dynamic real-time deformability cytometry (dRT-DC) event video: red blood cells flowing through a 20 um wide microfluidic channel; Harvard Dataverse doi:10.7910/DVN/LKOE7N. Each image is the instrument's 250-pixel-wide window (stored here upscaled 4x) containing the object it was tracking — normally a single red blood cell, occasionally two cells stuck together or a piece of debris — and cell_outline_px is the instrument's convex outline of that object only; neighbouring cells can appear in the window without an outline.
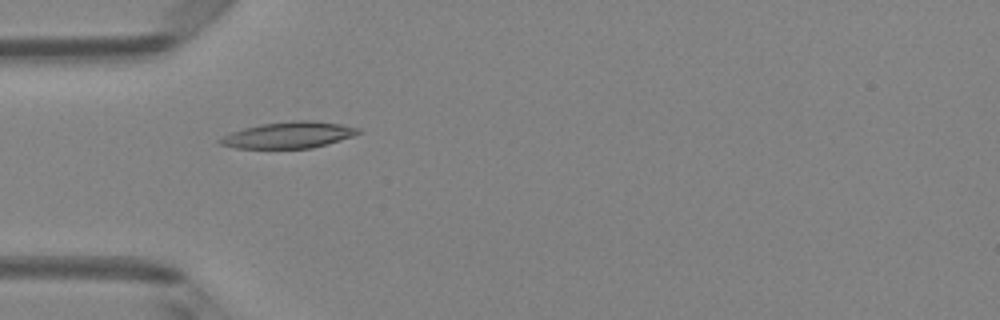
{"species": "Egyptian fruit bat (a non-hibernating species)", "species_latin": "Rousettus aegyptiacus", "temperature_condition": "room temperature", "stored_images_in_passage": 5, "camera_frame_rate_fps": 3000, "um_per_image_px": 0.085, "animal": {"sex": "female"}, "frame": {"image": 1, "passage_image": 4, "time_ms": 1.0, "image_size_px": [1000, 320], "cell_outline_px": [[360, 132], [352, 136], [340, 140], [312, 148], [236, 148], [220, 144], [216, 140], [232, 132], [244, 128], [260, 124], [292, 120], [316, 120], [340, 124], [360, 128]], "centroid_in_image_um": [24.53, 11.46], "position_along_channel_um": 60.5, "area_um2": 21.15}}
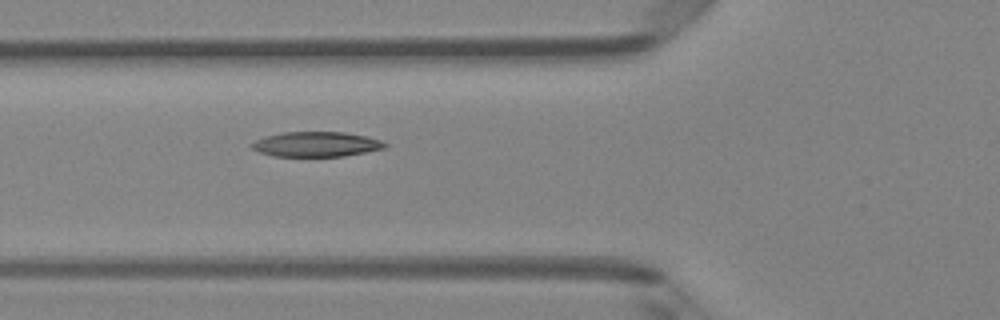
{"frame": {"image": 2, "passage_image": 5, "time_ms": 1.333, "image_size_px": [1000, 320], "cell_outline_px": [[388, 144], [384, 148], [344, 156], [272, 156], [260, 152], [252, 148], [248, 144], [256, 140], [280, 132], [344, 132], [364, 136], [380, 140]], "centroid_in_image_um": [26.84, 12.26], "position_along_channel_um": 99.0, "area_um2": 19.19}}